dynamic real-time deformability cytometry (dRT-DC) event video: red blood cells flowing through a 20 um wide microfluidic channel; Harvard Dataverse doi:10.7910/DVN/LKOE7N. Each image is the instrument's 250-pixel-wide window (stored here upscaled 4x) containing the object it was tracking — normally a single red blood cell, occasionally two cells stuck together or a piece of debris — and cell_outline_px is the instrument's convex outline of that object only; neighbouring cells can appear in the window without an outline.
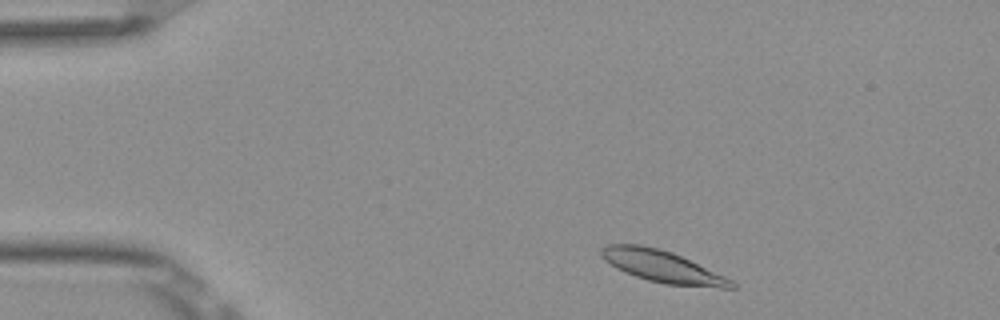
{"species": "Egyptian fruit bat (a non-hibernating species)", "species_latin": "Rousettus aegyptiacus", "temperature_condition": "room temperature", "stored_images_in_passage": 47, "camera_frame_rate_fps": 3000, "um_per_image_px": 0.085, "frame": {"image": 1, "passage_image": 3, "time_ms": 0.667, "image_size_px": [1000, 320], "cell_outline_px": [[736, 288], [720, 288], [664, 284], [648, 280], [624, 272], [616, 268], [604, 260], [600, 256], [600, 248], [604, 244], [640, 244], [672, 252], [724, 276], [732, 280], [736, 284]], "centroid_in_image_um": [56.25, 22.65], "position_along_channel_um": 28.7, "area_um2": 24.1}}
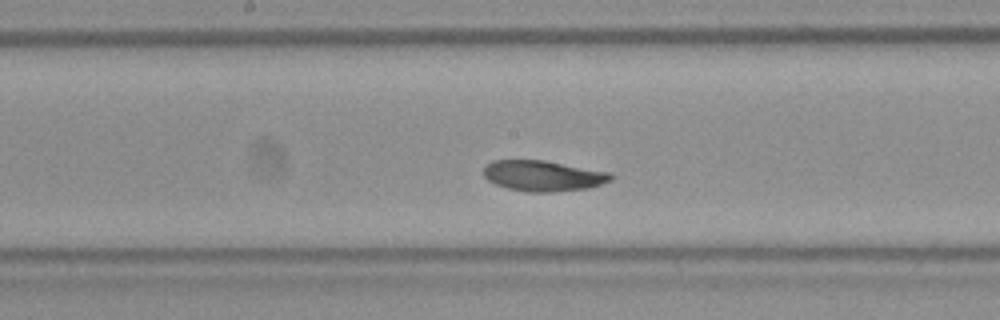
{"frame": {"image": 2, "passage_image": 22, "time_ms": 7.0, "image_size_px": [1000, 320], "cell_outline_px": [[616, 176], [612, 180], [588, 188], [552, 192], [528, 192], [508, 188], [496, 184], [488, 180], [484, 176], [484, 168], [492, 160], [544, 160], [612, 172]], "centroid_in_image_um": [46.22, 14.94], "position_along_channel_um": 202.0, "area_um2": 22.83}}
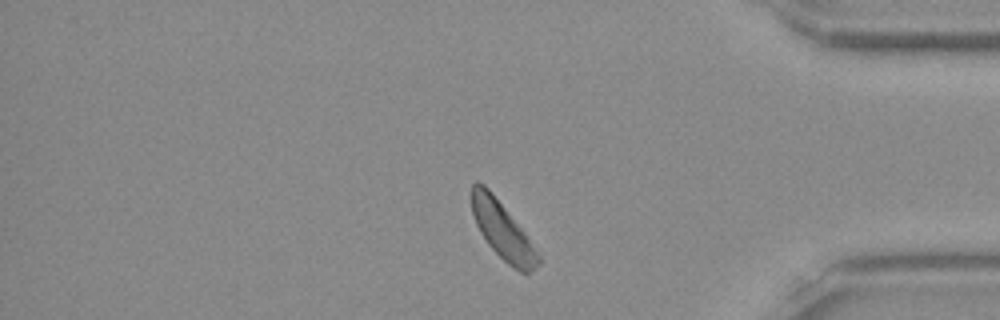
{"frame": {"image": 3, "passage_image": 39, "time_ms": 12.667, "image_size_px": [1000, 320], "cell_outline_px": [[540, 264], [536, 268], [528, 272], [520, 272], [512, 268], [488, 244], [480, 232], [476, 224], [472, 212], [472, 184], [476, 180], [484, 184], [488, 188], [524, 232], [540, 256]], "centroid_in_image_um": [42.71, 19.61], "position_along_channel_um": 392.5, "area_um2": 21.68}, "authors_computed_cell_mechanics": {"area_um2": 23.0622, "velocity_mm_per_s": 3.7816, "shape_relaxation_time_tau1_ms": 2.2628, "shape_relaxation_time_tau2_ms": null, "deformation_change_tau1": 0.0995, "deformation_change_tau2": null}}